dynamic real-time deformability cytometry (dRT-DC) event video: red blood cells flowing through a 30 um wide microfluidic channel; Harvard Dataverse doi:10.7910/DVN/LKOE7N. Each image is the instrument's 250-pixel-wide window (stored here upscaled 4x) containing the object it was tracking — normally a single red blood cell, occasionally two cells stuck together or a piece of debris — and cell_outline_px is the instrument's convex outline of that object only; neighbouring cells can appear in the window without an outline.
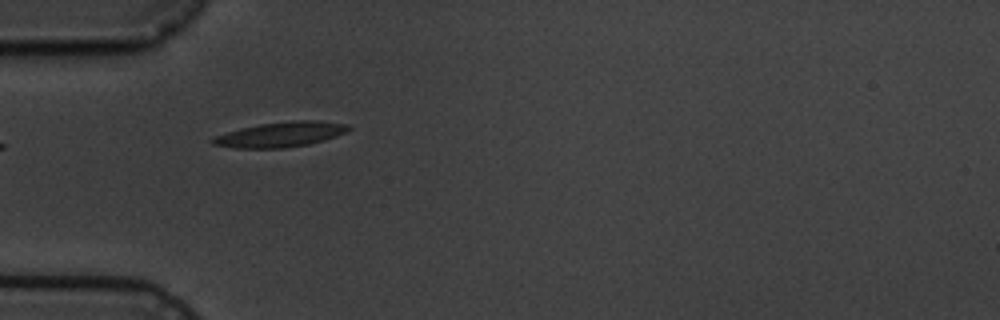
{"species": "common noctule bat (a hibernating species)", "species_latin": "Nyctalus noctula", "temperature_condition": "cold", "stored_images_in_passage": 6, "camera_frame_rate_fps": 3000, "um_per_image_px": 0.085, "animal": {"sex": "male", "body_mass_g": 19.5, "forearm_length_mm": 54.6}, "frame": {"image": 1, "passage_image": 5, "time_ms": 5.667, "image_size_px": [1000, 320], "cell_outline_px": [[352, 128], [336, 136], [324, 140], [308, 144], [284, 148], [232, 148], [212, 144], [208, 140], [212, 136], [240, 128], [260, 124], [292, 120], [316, 120], [348, 124]], "centroid_in_image_um": [23.79, 11.43], "position_along_channel_um": 61.2, "area_um2": 20.0}}
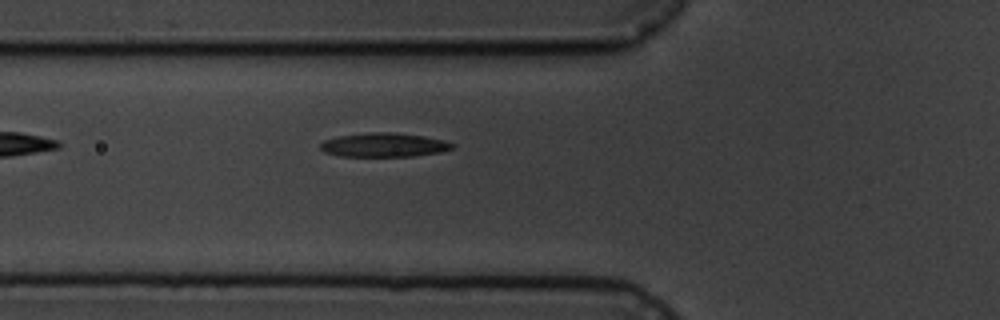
{"frame": {"image": 2, "passage_image": 6, "time_ms": 6.667, "image_size_px": [1000, 320], "cell_outline_px": [[456, 144], [452, 148], [440, 152], [412, 156], [340, 156], [324, 152], [320, 148], [320, 144], [324, 140], [340, 136], [368, 132], [392, 132], [424, 136], [444, 140]], "centroid_in_image_um": [32.64, 12.31], "position_along_channel_um": 93.2, "area_um2": 18.38}}